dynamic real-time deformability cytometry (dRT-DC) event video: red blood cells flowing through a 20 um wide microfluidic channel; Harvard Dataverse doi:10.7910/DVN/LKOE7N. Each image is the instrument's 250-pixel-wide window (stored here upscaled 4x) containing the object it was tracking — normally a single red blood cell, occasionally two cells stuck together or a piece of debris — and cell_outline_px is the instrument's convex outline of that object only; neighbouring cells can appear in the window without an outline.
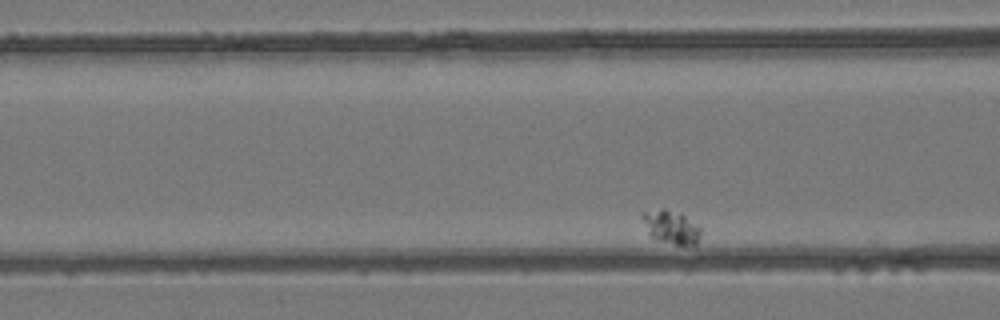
{"species": "common noctule bat (a hibernating species)", "species_latin": "Nyctalus noctula", "temperature_condition": "room temperature", "stored_images_in_passage": 46, "camera_frame_rate_fps": 3000, "um_per_image_px": 0.085, "animal": {"sex": "female", "body_mass_g": 24.6, "forearm_length_mm": 56.2}, "frame": {"image": 1, "passage_image": 10, "time_ms": 3.0, "image_size_px": [1000, 320], "cell_outline_px": [[700, 236], [696, 244], [676, 244], [660, 240], [652, 236], [648, 232], [640, 216], [640, 212], [660, 208], [664, 208], [680, 212], [700, 228]], "centroid_in_image_um": [57.0, 19.25], "position_along_channel_um": 109.6, "area_um2": 11.21}}
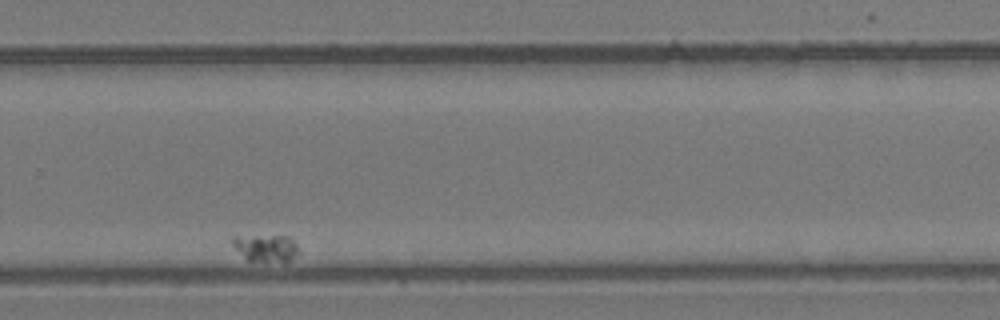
{"frame": {"image": 2, "passage_image": 34, "time_ms": 11.0, "image_size_px": [1000, 320], "cell_outline_px": [[300, 252], [288, 264], [284, 264], [248, 260], [232, 244], [232, 236], [292, 236]], "centroid_in_image_um": [22.7, 21.11], "position_along_channel_um": 307.1, "area_um2": 10.87}}
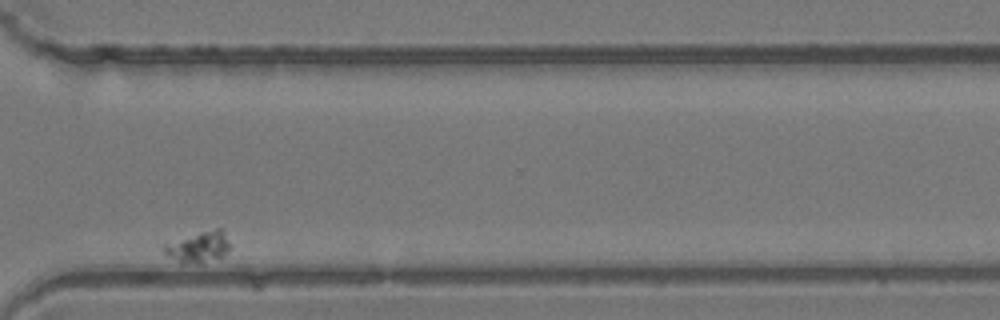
{"frame": {"image": 3, "passage_image": 39, "time_ms": 12.667, "image_size_px": [1000, 320], "cell_outline_px": [[228, 248], [224, 256], [200, 260], [180, 260], [164, 252], [160, 248], [160, 244], [200, 232], [216, 228], [220, 228], [224, 232], [228, 244]], "centroid_in_image_um": [16.83, 20.9], "position_along_channel_um": 353.8, "area_um2": 10.92}}